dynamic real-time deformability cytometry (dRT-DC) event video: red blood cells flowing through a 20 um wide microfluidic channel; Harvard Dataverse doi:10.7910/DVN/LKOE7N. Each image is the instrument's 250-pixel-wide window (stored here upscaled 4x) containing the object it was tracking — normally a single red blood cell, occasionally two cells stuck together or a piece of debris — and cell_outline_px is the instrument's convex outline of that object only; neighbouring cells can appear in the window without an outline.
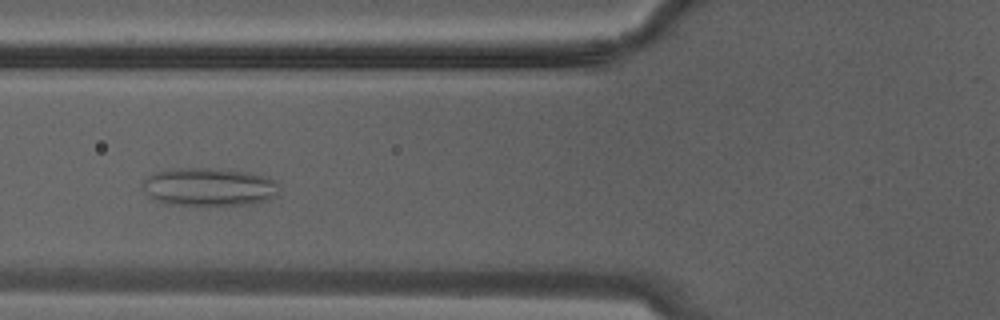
{"species": "Egyptian fruit bat (a non-hibernating species)", "species_latin": "Rousettus aegyptiacus", "temperature_condition": "warm", "stored_images_in_passage": 18, "camera_frame_rate_fps": 3000, "um_per_image_px": 0.085, "animal": {"sex": "male"}, "frame": {"image": 1, "passage_image": 11, "time_ms": 3.333, "image_size_px": [1000, 320], "cell_outline_px": [[280, 196], [268, 200], [252, 204], [168, 204], [152, 200], [140, 188], [140, 184], [148, 176], [156, 172], [176, 168], [208, 168], [248, 172], [268, 176], [276, 180]], "centroid_in_image_um": [17.77, 15.88], "position_along_channel_um": 108.0, "area_um2": 30.63}}